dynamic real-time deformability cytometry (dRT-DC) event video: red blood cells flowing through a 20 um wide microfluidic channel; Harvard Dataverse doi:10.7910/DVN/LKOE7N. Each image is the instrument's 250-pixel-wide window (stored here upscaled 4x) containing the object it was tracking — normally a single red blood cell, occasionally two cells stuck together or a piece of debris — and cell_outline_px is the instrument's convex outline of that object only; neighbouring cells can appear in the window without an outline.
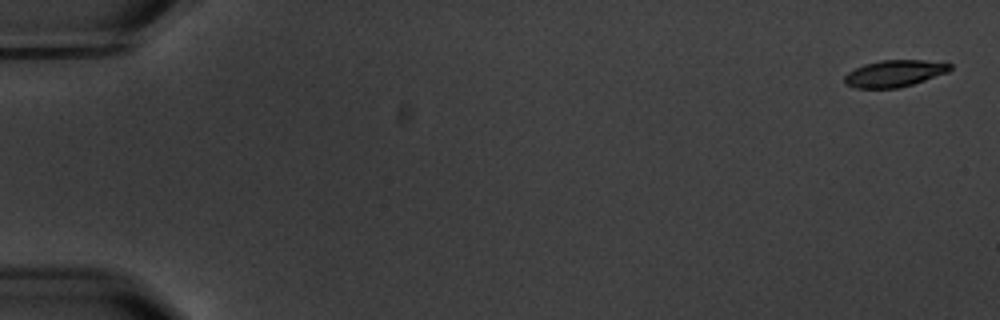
{"species": "common noctule bat (a hibernating species)", "species_latin": "Nyctalus noctula", "temperature_condition": "warm", "stored_images_in_passage": 5, "camera_frame_rate_fps": 3000, "um_per_image_px": 0.085, "animal": {"sex": "male", "body_mass_g": 20.1, "forearm_length_mm": 53.5}, "frame": {"image": 1, "passage_image": 1, "time_ms": 0.0, "image_size_px": [1000, 320], "cell_outline_px": [[952, 68], [948, 72], [912, 84], [896, 88], [856, 88], [844, 84], [844, 76], [848, 72], [864, 64], [880, 60], [924, 60], [952, 64]], "centroid_in_image_um": [76.0, 6.24], "position_along_channel_um": 9.0, "area_um2": 16.36}}